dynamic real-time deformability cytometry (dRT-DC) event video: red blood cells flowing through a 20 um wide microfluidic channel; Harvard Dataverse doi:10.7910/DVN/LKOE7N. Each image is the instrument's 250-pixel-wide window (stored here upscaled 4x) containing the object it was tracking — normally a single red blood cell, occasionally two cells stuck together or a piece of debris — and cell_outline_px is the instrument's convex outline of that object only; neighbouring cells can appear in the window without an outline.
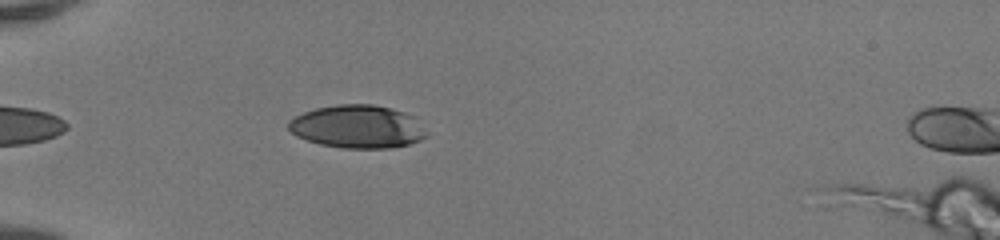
{"species": "human", "species_latin": "Homo sapiens", "temperature_condition": "room temperature", "stored_images_in_passage": 35, "camera_frame_rate_fps": 3000, "um_per_image_px": 0.085, "donor": {"sex": "female"}, "frame": {"image": 1, "passage_image": 4, "time_ms": 1.0, "image_size_px": [1000, 240], "cell_outline_px": [[428, 136], [420, 140], [408, 144], [388, 148], [340, 148], [320, 144], [296, 136], [288, 128], [288, 120], [304, 112], [316, 108], [336, 104], [372, 104], [392, 108], [404, 112], [412, 116], [428, 132]], "centroid_in_image_um": [30.38, 10.76], "position_along_channel_um": 54.6, "area_um2": 34.62}}
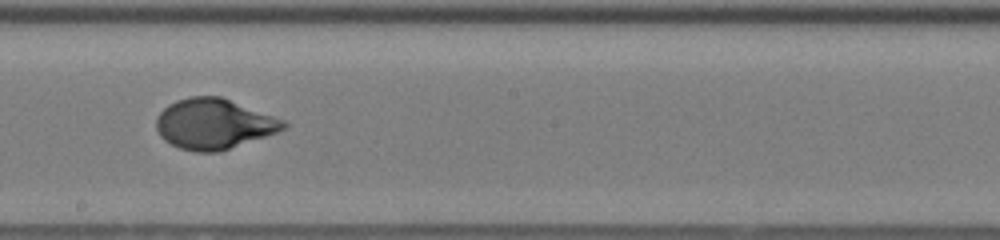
{"frame": {"image": 2, "passage_image": 18, "time_ms": 5.667, "image_size_px": [1000, 240], "cell_outline_px": [[288, 128], [220, 152], [196, 152], [180, 148], [164, 140], [160, 136], [156, 128], [156, 120], [160, 112], [168, 104], [176, 100], [188, 96], [220, 96], [284, 120], [288, 124]], "centroid_in_image_um": [18.16, 10.53], "position_along_channel_um": 230.0, "area_um2": 37.28}}
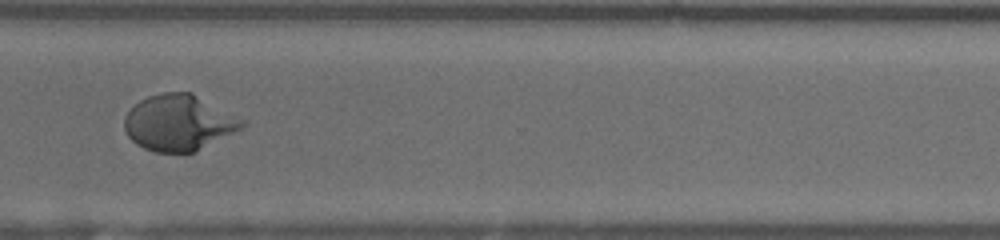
{"frame": {"image": 3, "passage_image": 27, "time_ms": 8.667, "image_size_px": [1000, 240], "cell_outline_px": [[248, 124], [192, 152], [156, 152], [144, 148], [136, 144], [128, 136], [124, 128], [124, 116], [140, 100], [148, 96], [164, 92], [192, 92], [244, 120]], "centroid_in_image_um": [15.15, 10.41], "position_along_channel_um": 355.4, "area_um2": 37.74}, "authors_computed_cell_mechanics": {"area_um2": 37.1654, "velocity_mm_per_s": 4.1854, "shape_relaxation_time_tau1_ms": 3.981, "shape_relaxation_time_tau2_ms": null, "deformation_change_tau1": 0.2126, "deformation_change_tau2": null}}